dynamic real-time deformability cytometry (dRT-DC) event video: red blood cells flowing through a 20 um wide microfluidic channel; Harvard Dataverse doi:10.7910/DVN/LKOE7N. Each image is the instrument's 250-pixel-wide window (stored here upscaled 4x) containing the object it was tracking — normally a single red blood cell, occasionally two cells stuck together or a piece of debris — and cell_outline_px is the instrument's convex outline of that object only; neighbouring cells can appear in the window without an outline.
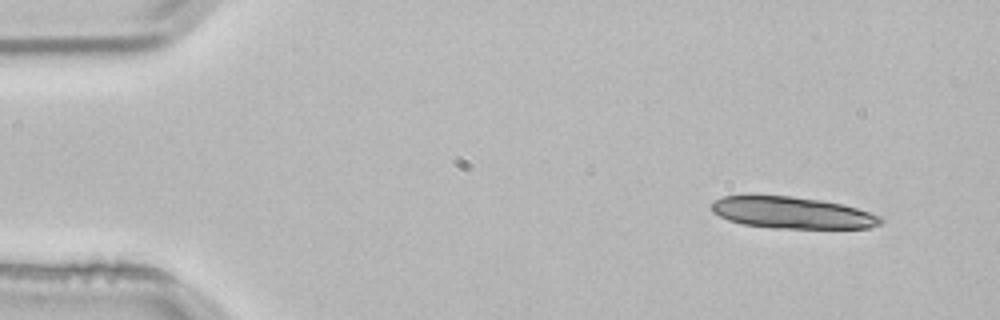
{"species": "common noctule bat (a hibernating species)", "species_latin": "Nyctalus noctula", "temperature_condition": "room temperature", "stored_images_in_passage": 4, "camera_frame_rate_fps": 3000, "um_per_image_px": 0.085, "animal": {"sex": "male", "body_mass_g": 21.5, "forearm_length_mm": 52.0}, "frame": {"image": 1, "passage_image": 1, "time_ms": 0.0, "image_size_px": [1000, 320], "cell_outline_px": [[884, 220], [880, 224], [868, 228], [772, 228], [744, 224], [728, 220], [712, 212], [712, 204], [720, 196], [792, 196], [820, 200], [844, 204], [880, 216]], "centroid_in_image_um": [67.35, 18.08], "position_along_channel_um": 17.7, "area_um2": 30.98}}